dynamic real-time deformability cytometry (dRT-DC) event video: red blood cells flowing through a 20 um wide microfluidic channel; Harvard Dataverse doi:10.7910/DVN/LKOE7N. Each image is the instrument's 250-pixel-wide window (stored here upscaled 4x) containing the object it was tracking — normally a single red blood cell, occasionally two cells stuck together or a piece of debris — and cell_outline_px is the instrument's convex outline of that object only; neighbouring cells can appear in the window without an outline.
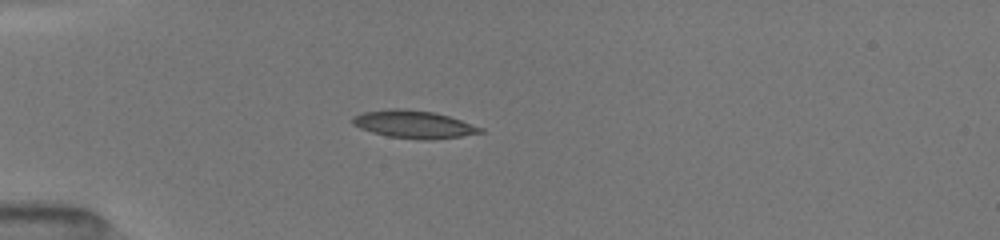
{"species": "common noctule bat (a hibernating species)", "species_latin": "Nyctalus noctula", "temperature_condition": "room temperature", "stored_images_in_passage": 27, "camera_frame_rate_fps": 3000, "um_per_image_px": 0.085, "animal": {"sex": "female", "body_mass_g": 19.5, "forearm_length_mm": 54.1}, "frame": {"image": 1, "passage_image": 23, "time_ms": 4.667, "image_size_px": [1000, 240], "cell_outline_px": [[484, 132], [460, 136], [432, 140], [424, 140], [388, 136], [372, 132], [360, 128], [352, 124], [352, 116], [364, 112], [388, 108], [404, 108], [432, 112], [448, 116], [484, 128]], "centroid_in_image_um": [35.15, 10.56], "position_along_channel_um": 49.9, "area_um2": 20.58}}